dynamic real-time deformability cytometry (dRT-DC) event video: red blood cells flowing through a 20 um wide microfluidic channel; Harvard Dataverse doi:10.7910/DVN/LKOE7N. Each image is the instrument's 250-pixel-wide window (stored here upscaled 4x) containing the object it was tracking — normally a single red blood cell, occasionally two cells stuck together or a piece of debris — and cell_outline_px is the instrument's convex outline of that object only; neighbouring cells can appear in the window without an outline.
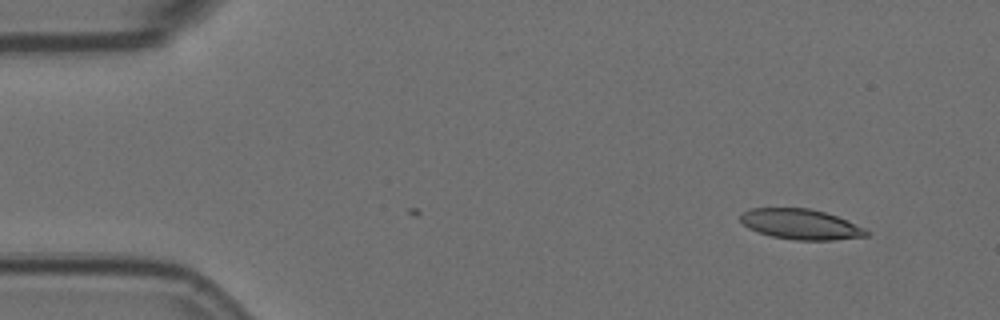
{"species": "Egyptian fruit bat (a non-hibernating species)", "species_latin": "Rousettus aegyptiacus", "temperature_condition": "room temperature", "stored_images_in_passage": 44, "camera_frame_rate_fps": 3000, "um_per_image_px": 0.085, "animal": {"sex": "female"}, "frame": {"image": 1, "passage_image": 1, "time_ms": 0.0, "image_size_px": [1000, 320], "cell_outline_px": [[868, 236], [832, 240], [796, 240], [772, 236], [748, 228], [740, 220], [740, 212], [752, 208], [808, 208], [824, 212], [836, 216], [864, 228], [868, 232]], "centroid_in_image_um": [68.03, 19.06], "position_along_channel_um": 17.0, "area_um2": 22.02}}
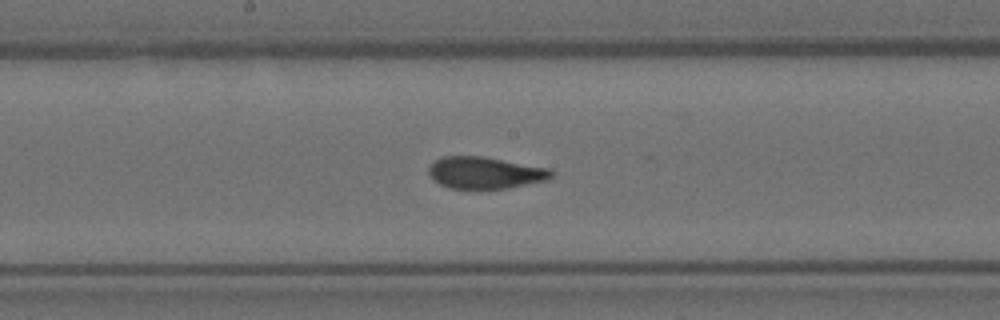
{"frame": {"image": 2, "passage_image": 25, "time_ms": 8.0, "image_size_px": [1000, 320], "cell_outline_px": [[556, 172], [548, 180], [508, 188], [448, 188], [440, 184], [428, 172], [428, 168], [440, 156], [484, 156], [548, 168]], "centroid_in_image_um": [41.27, 14.67], "position_along_channel_um": 206.9, "area_um2": 22.66}}
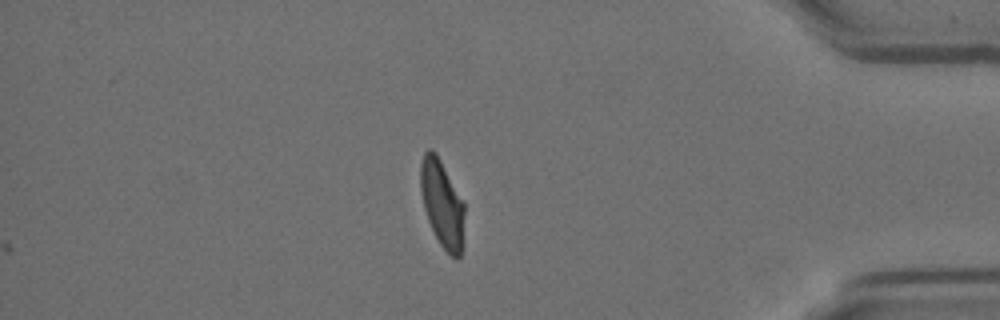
{"frame": {"image": 3, "passage_image": 44, "time_ms": 14.333, "image_size_px": [1000, 320], "cell_outline_px": [[464, 212], [460, 256], [452, 256], [440, 244], [428, 220], [424, 208], [420, 188], [420, 164], [424, 152], [428, 148], [432, 148], [436, 152], [464, 204]], "centroid_in_image_um": [37.54, 17.23], "position_along_channel_um": 397.7, "area_um2": 21.73}, "authors_computed_cell_mechanics": {"area_um2": 23.3223, "velocity_mm_per_s": 3.5817, "shape_relaxation_time_tau1_ms": 7.1082, "shape_relaxation_time_tau2_ms": 1.359, "deformation_change_tau1": 0.2227, "deformation_change_tau2": 0.0617}}